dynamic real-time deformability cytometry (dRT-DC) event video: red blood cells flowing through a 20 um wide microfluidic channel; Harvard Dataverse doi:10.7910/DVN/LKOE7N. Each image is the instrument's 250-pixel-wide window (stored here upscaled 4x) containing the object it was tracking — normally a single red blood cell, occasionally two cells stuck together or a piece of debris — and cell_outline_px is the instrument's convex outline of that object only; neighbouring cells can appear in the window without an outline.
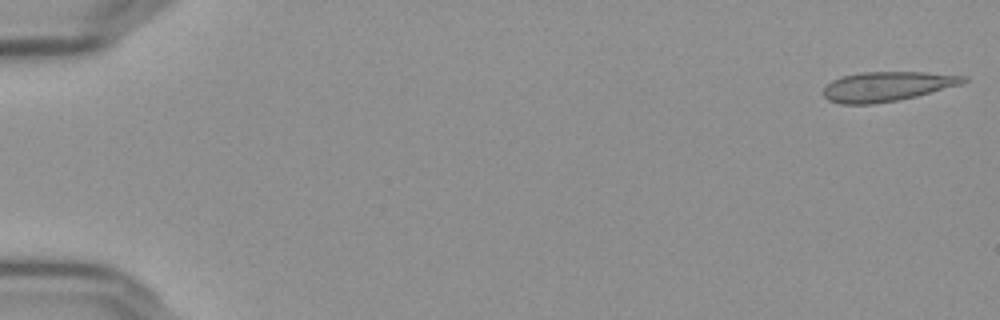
{"species": "Egyptian fruit bat (a non-hibernating species)", "species_latin": "Rousettus aegyptiacus", "temperature_condition": "cold", "stored_images_in_passage": 55, "camera_frame_rate_fps": 3000, "um_per_image_px": 0.085, "frame": {"image": 1, "passage_image": 1, "time_ms": 0.0, "image_size_px": [1000, 320], "cell_outline_px": [[968, 80], [964, 84], [916, 96], [896, 100], [872, 104], [840, 104], [828, 100], [824, 96], [824, 88], [832, 80], [844, 76], [860, 72], [924, 72], [968, 76]], "centroid_in_image_um": [75.43, 7.34], "position_along_channel_um": 9.6, "area_um2": 24.16}}
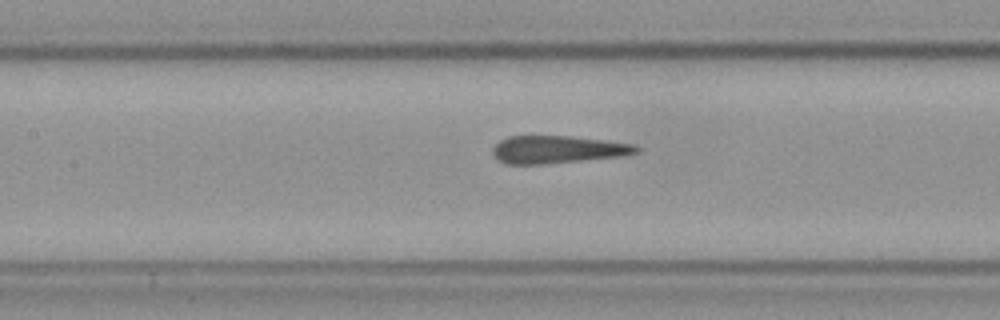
{"frame": {"image": 2, "passage_image": 26, "time_ms": 8.333, "image_size_px": [1000, 320], "cell_outline_px": [[640, 152], [624, 156], [540, 164], [504, 164], [492, 152], [492, 148], [500, 140], [508, 136], [572, 136], [636, 144], [640, 148]], "centroid_in_image_um": [47.43, 12.7], "position_along_channel_um": 160.0, "area_um2": 23.12}}
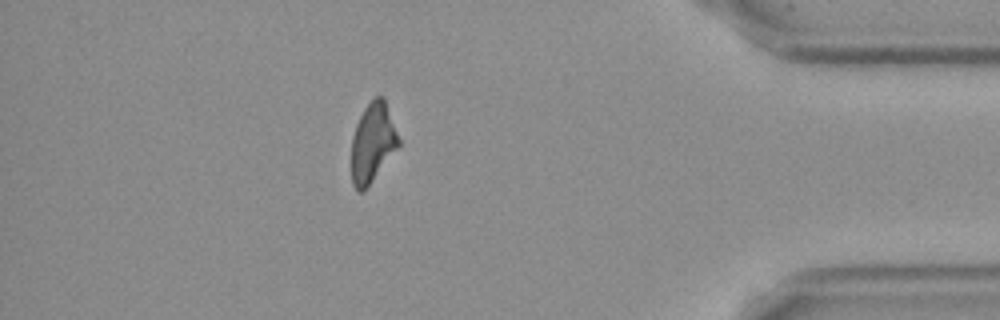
{"frame": {"image": 3, "passage_image": 49, "time_ms": 16.0, "image_size_px": [1000, 320], "cell_outline_px": [[400, 144], [368, 184], [360, 192], [356, 192], [352, 184], [352, 136], [356, 124], [364, 108], [376, 96], [384, 96], [400, 140]], "centroid_in_image_um": [31.66, 12.08], "position_along_channel_um": 403.5, "area_um2": 21.27}, "authors_computed_cell_mechanics": {"area_um2": 23.7558, "velocity_mm_per_s": 3.6471, "shape_relaxation_time_tau1_ms": null, "shape_relaxation_time_tau2_ms": 2.9124, "deformation_change_tau1": null, "deformation_change_tau2": 0.0722}}